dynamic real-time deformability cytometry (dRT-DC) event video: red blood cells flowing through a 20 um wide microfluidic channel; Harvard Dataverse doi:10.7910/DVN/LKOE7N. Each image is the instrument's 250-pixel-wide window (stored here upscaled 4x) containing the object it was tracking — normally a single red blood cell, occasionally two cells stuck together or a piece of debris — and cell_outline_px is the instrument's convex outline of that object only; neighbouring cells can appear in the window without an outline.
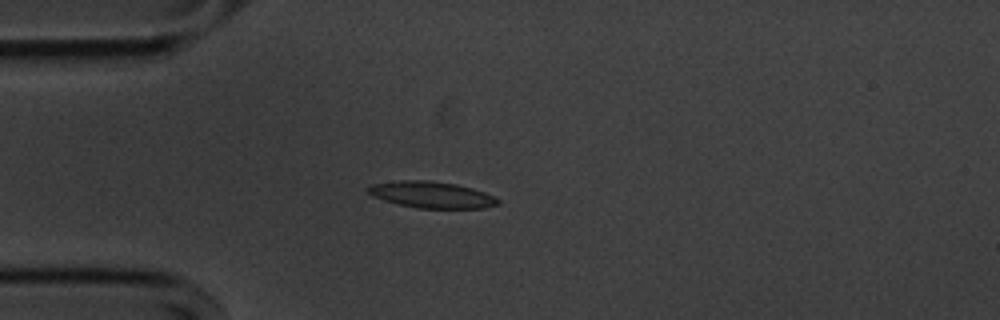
{"species": "common noctule bat (a hibernating species)", "species_latin": "Nyctalus noctula", "temperature_condition": "cold", "stored_images_in_passage": 42, "camera_frame_rate_fps": 3000, "um_per_image_px": 0.085, "animal": {"sex": "male", "body_mass_g": 20.1, "forearm_length_mm": 53.5}, "frame": {"image": 1, "passage_image": 1, "time_ms": 0.0, "image_size_px": [1000, 320], "cell_outline_px": [[500, 204], [484, 208], [416, 208], [384, 200], [372, 196], [368, 192], [368, 188], [372, 184], [400, 180], [428, 180], [456, 184], [472, 188], [484, 192], [500, 200]], "centroid_in_image_um": [36.7, 16.55], "position_along_channel_um": 48.3, "area_um2": 19.88}}
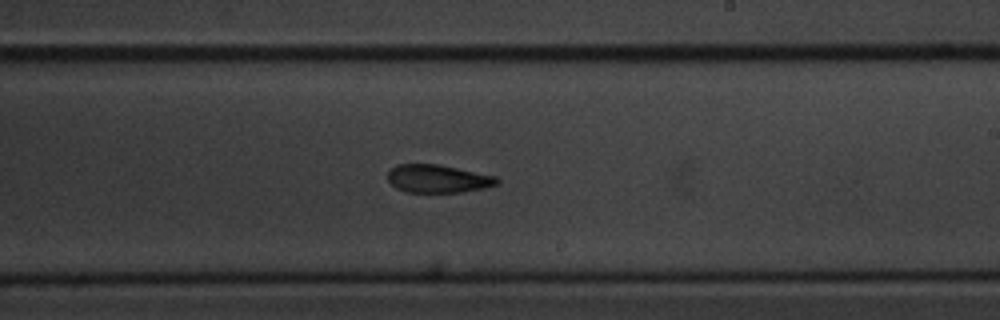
{"frame": {"image": 2, "passage_image": 19, "time_ms": 6.0, "image_size_px": [1000, 320], "cell_outline_px": [[500, 180], [496, 184], [480, 188], [460, 192], [408, 192], [396, 188], [388, 180], [388, 168], [396, 164], [436, 164], [496, 176]], "centroid_in_image_um": [37.15, 15.18], "position_along_channel_um": 251.8, "area_um2": 17.63}}
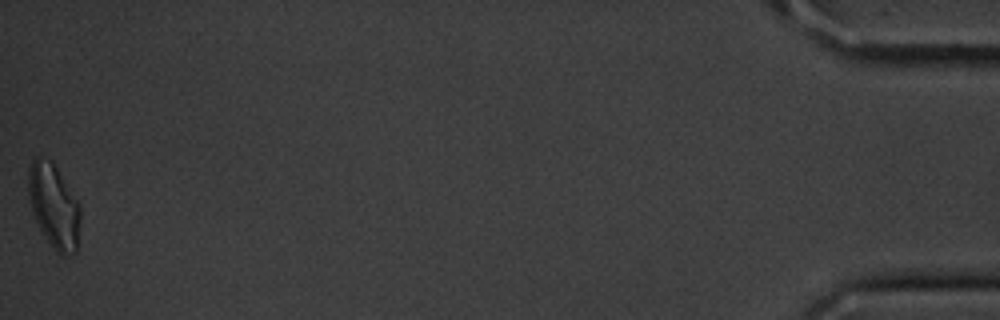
{"frame": {"image": 3, "passage_image": 42, "time_ms": 13.667, "image_size_px": [1000, 320], "cell_outline_px": [[80, 220], [76, 252], [64, 256], [60, 256], [56, 252], [44, 236], [32, 212], [28, 192], [28, 168], [32, 160], [36, 156], [40, 156], [52, 160], [80, 204]], "centroid_in_image_um": [4.58, 17.49], "position_along_channel_um": 430.6, "area_um2": 25.66}, "authors_computed_cell_mechanics": {"area_um2": 18.9584, "velocity_mm_per_s": 3.5854, "shape_relaxation_time_tau1_ms": 5.3401, "shape_relaxation_time_tau2_ms": 5.4984, "deformation_change_tau1": 0.1513, "deformation_change_tau2": 0.0999}}